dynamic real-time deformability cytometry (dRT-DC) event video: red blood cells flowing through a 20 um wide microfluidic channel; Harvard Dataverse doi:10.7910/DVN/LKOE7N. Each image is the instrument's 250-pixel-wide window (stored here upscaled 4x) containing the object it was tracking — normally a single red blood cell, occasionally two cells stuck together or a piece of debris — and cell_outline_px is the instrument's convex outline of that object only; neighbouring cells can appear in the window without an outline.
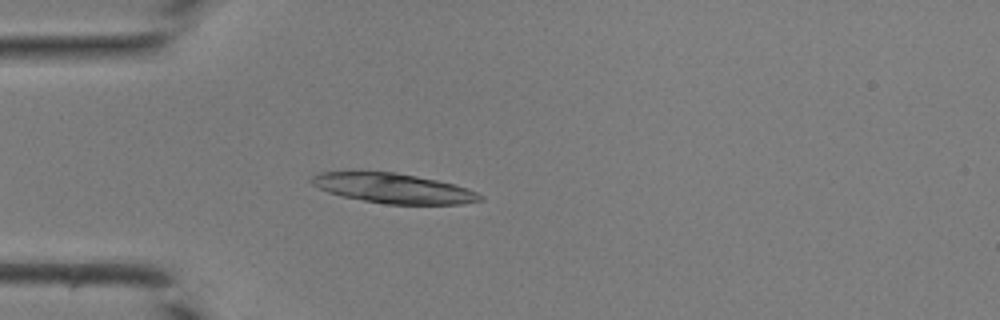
{"species": "common noctule bat (a hibernating species)", "species_latin": "Nyctalus noctula", "temperature_condition": "room temperature", "stored_images_in_passage": 42, "camera_frame_rate_fps": 3000, "um_per_image_px": 0.085, "animal": {"sex": "male", "body_mass_g": 19.0, "forearm_length_mm": 50.8}, "frame": {"image": 1, "passage_image": 12, "time_ms": 3.667, "image_size_px": [1000, 320], "cell_outline_px": [[484, 200], [464, 204], [388, 204], [340, 196], [328, 192], [312, 184], [308, 180], [312, 176], [320, 172], [360, 168], [396, 172], [436, 180], [468, 188], [484, 196]], "centroid_in_image_um": [33.35, 15.96], "position_along_channel_um": 51.7, "area_um2": 30.23}}
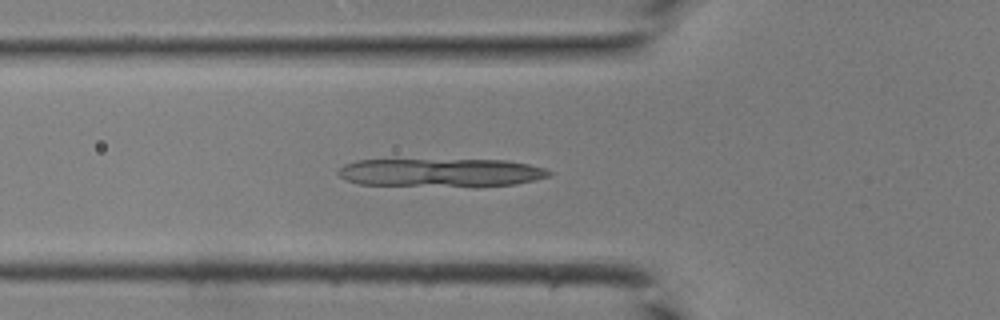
{"frame": {"image": 2, "passage_image": 15, "time_ms": 4.667, "image_size_px": [1000, 320], "cell_outline_px": [[552, 172], [548, 176], [536, 180], [516, 184], [360, 184], [344, 180], [336, 172], [344, 164], [356, 160], [508, 160], [528, 164], [544, 168]], "centroid_in_image_um": [37.44, 14.63], "position_along_channel_um": 88.4, "area_um2": 33.47}}